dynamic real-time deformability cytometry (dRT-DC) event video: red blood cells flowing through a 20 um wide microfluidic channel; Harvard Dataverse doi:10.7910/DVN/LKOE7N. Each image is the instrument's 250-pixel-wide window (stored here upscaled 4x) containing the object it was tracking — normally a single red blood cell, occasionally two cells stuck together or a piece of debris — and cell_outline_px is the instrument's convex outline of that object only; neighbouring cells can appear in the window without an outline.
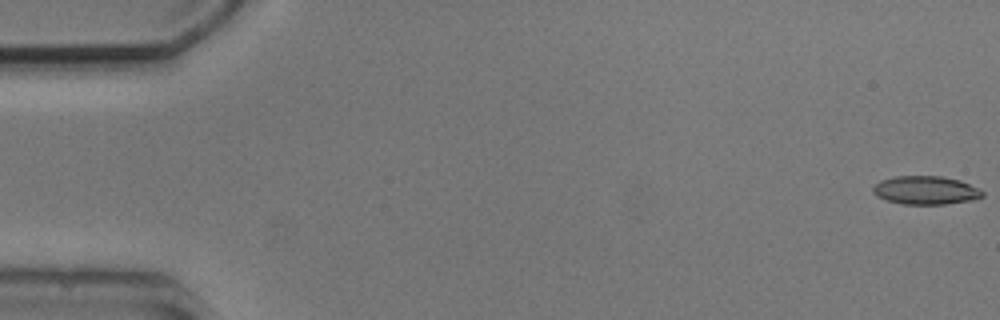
{"species": "common noctule bat (a hibernating species)", "species_latin": "Nyctalus noctula", "temperature_condition": "cold", "stored_images_in_passage": 6, "camera_frame_rate_fps": 3000, "um_per_image_px": 0.085, "animal": {"sex": "male", "body_mass_g": 20.5, "forearm_length_mm": 52.5}, "frame": {"image": 1, "passage_image": 1, "time_ms": 0.0, "image_size_px": [1000, 320], "cell_outline_px": [[984, 196], [976, 200], [944, 204], [904, 204], [888, 200], [876, 196], [872, 192], [872, 188], [880, 180], [896, 176], [940, 176], [960, 180], [980, 188], [984, 192]], "centroid_in_image_um": [78.73, 16.17], "position_along_channel_um": 6.3, "area_um2": 18.26}}
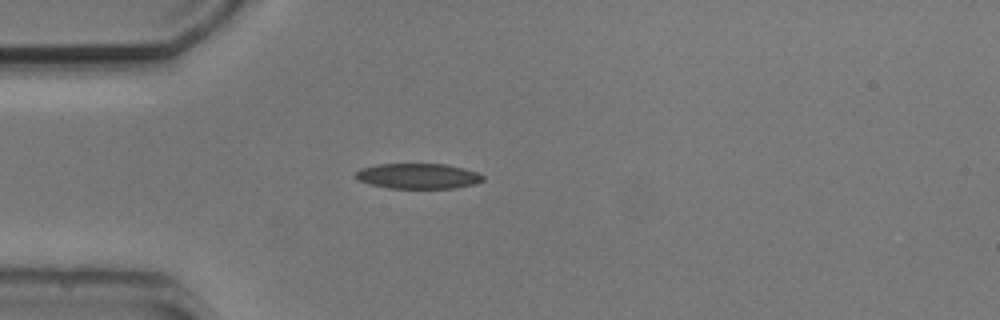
{"frame": {"image": 2, "passage_image": 5, "time_ms": 4.667, "image_size_px": [1000, 320], "cell_outline_px": [[484, 180], [476, 184], [456, 188], [388, 188], [368, 184], [356, 180], [352, 176], [360, 168], [376, 164], [444, 164], [464, 168], [476, 172], [484, 176]], "centroid_in_image_um": [35.49, 14.97], "position_along_channel_um": 49.5, "area_um2": 19.07}}